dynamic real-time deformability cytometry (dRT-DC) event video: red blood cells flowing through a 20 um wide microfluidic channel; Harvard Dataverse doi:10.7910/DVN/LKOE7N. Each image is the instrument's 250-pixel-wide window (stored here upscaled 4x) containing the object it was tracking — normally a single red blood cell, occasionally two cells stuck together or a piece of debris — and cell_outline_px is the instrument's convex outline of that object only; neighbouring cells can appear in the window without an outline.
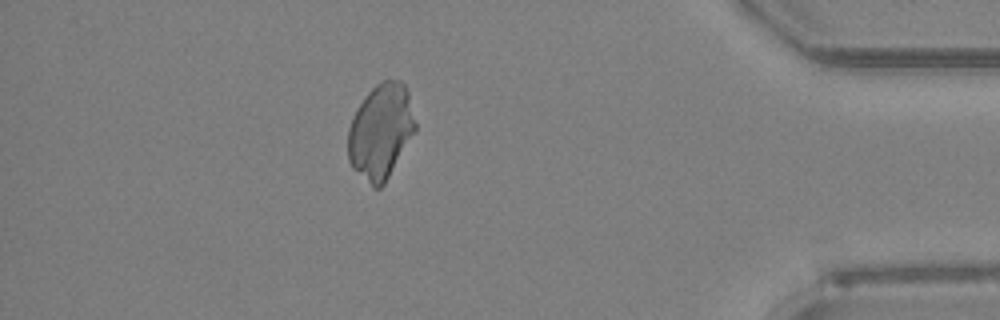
{"species": "Egyptian fruit bat (a non-hibernating species)", "species_latin": "Rousettus aegyptiacus", "temperature_condition": "room temperature", "stored_images_in_passage": 50, "camera_frame_rate_fps": 3000, "um_per_image_px": 0.085, "animal": {"sex": "female"}, "frame": {"image": 1, "passage_image": 44, "time_ms": 14.333, "image_size_px": [1000, 320], "cell_outline_px": [[416, 128], [384, 184], [380, 188], [372, 188], [352, 168], [348, 160], [348, 128], [352, 116], [356, 108], [368, 92], [380, 80], [400, 80], [404, 84], [408, 92], [416, 124]], "centroid_in_image_um": [32.33, 11.17], "position_along_channel_um": 402.9, "area_um2": 37.17}}